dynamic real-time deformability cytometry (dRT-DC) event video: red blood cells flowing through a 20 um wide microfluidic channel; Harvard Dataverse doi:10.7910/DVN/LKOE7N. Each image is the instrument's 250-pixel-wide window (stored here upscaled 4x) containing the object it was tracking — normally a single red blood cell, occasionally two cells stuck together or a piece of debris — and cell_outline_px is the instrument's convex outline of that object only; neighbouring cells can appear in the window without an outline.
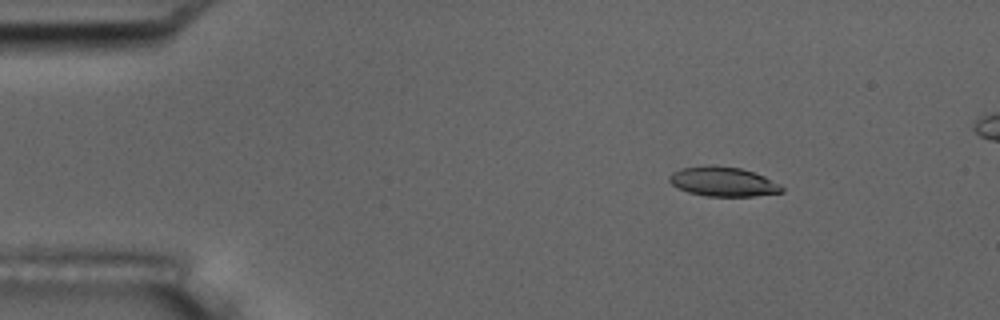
{"species": "common noctule bat (a hibernating species)", "species_latin": "Nyctalus noctula", "temperature_condition": "room temperature", "stored_images_in_passage": 6, "camera_frame_rate_fps": 3000, "um_per_image_px": 0.085, "animal": {"sex": "male", "body_mass_g": 17.5, "forearm_length_mm": 52.3}, "frame": {"image": 1, "passage_image": 3, "time_ms": 2.333, "image_size_px": [1000, 320], "cell_outline_px": [[784, 192], [756, 196], [708, 196], [688, 192], [672, 184], [668, 180], [668, 176], [672, 172], [680, 168], [708, 164], [712, 164], [740, 168], [764, 176], [780, 184], [784, 188]], "centroid_in_image_um": [61.46, 15.43], "position_along_channel_um": 23.5, "area_um2": 19.48}}